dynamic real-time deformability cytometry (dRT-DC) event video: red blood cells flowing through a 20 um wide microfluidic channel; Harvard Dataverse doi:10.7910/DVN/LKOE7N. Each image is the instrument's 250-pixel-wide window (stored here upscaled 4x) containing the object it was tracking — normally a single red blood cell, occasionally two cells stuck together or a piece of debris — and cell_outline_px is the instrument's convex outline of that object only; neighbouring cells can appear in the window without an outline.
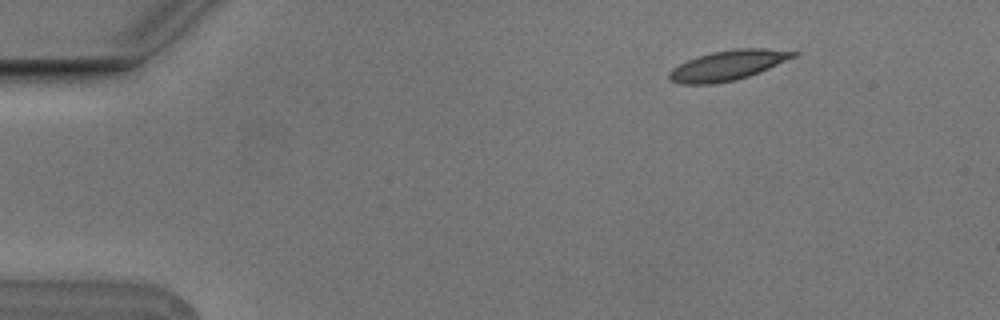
{"species": "Egyptian fruit bat (a non-hibernating species)", "species_latin": "Rousettus aegyptiacus", "temperature_condition": "cold", "stored_images_in_passage": 8, "camera_frame_rate_fps": 3000, "um_per_image_px": 0.085, "animal": {"sex": "male"}, "frame": {"image": 1, "passage_image": 2, "time_ms": 0.333, "image_size_px": [1000, 320], "cell_outline_px": [[800, 52], [796, 56], [760, 72], [736, 80], [716, 84], [680, 84], [672, 80], [668, 76], [668, 72], [672, 68], [696, 56], [712, 52], [736, 48], [764, 48]], "centroid_in_image_um": [61.86, 5.55], "position_along_channel_um": 23.1, "area_um2": 21.68}}
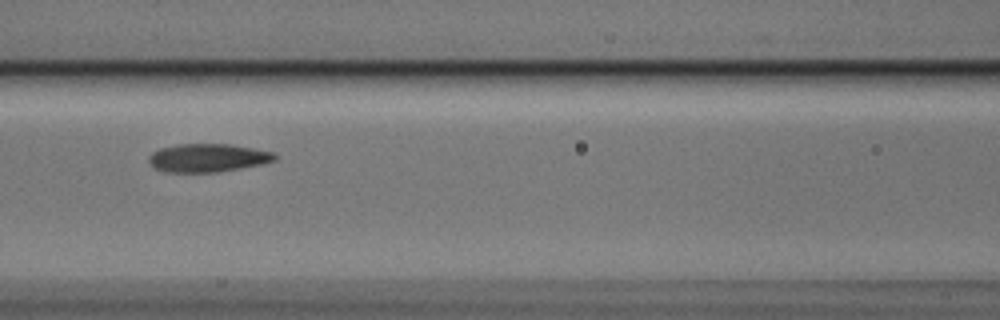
{"frame": {"image": 2, "passage_image": 7, "time_ms": 2.0, "image_size_px": [1000, 320], "cell_outline_px": [[276, 160], [260, 164], [216, 172], [164, 172], [152, 168], [148, 160], [148, 156], [152, 152], [160, 148], [180, 144], [232, 144], [272, 152], [276, 156]], "centroid_in_image_um": [17.59, 13.42], "position_along_channel_um": 149.0, "area_um2": 20.69}}
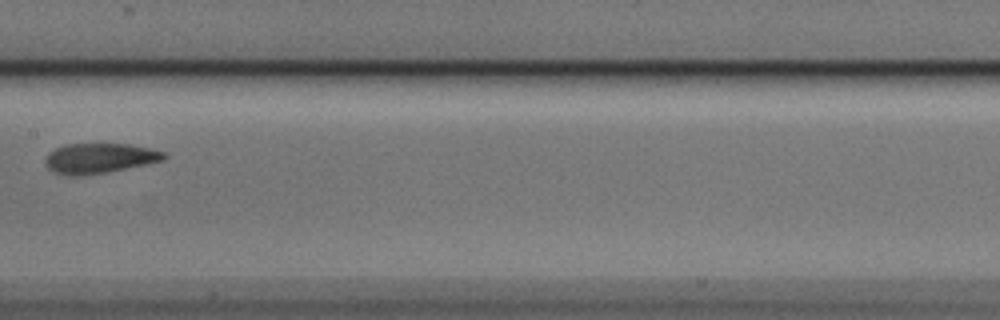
{"frame": {"image": 3, "passage_image": 8, "time_ms": 2.333, "image_size_px": [1000, 320], "cell_outline_px": [[168, 156], [164, 160], [104, 172], [80, 176], [68, 176], [52, 172], [44, 164], [44, 160], [48, 152], [64, 144], [128, 144], [148, 148], [164, 152]], "centroid_in_image_um": [8.38, 13.45], "position_along_channel_um": 199.0, "area_um2": 20.69}}